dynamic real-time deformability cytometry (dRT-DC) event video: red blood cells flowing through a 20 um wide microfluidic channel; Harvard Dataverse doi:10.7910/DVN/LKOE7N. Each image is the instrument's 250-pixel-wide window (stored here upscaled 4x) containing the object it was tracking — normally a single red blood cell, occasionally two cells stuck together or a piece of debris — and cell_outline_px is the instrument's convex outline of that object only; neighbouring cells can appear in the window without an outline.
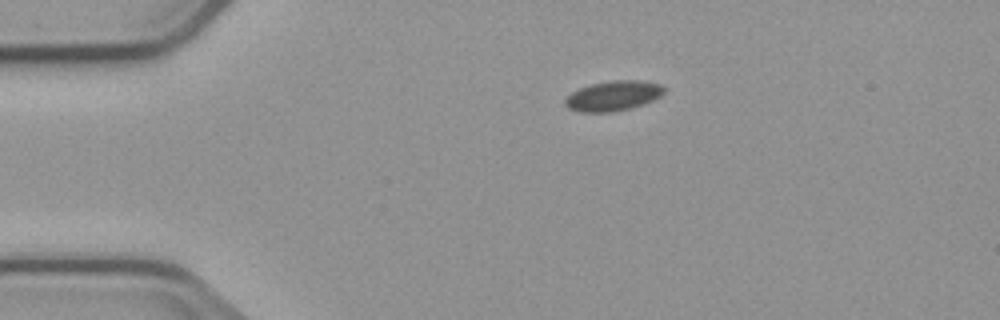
{"species": "common noctule bat (a hibernating species)", "species_latin": "Nyctalus noctula", "temperature_condition": "cold", "stored_images_in_passage": 2, "camera_frame_rate_fps": 3000, "um_per_image_px": 0.085, "animal": {"sex": "male", "body_mass_g": 23.1, "forearm_length_mm": 52.7}, "frame": {"image": 1, "passage_image": 1, "time_ms": 0.0, "image_size_px": [1000, 320], "cell_outline_px": [[664, 92], [660, 96], [644, 104], [632, 108], [612, 112], [580, 112], [568, 108], [564, 104], [564, 100], [572, 92], [588, 84], [612, 80], [644, 80], [660, 84], [664, 88]], "centroid_in_image_um": [52.11, 8.14], "position_along_channel_um": 32.9, "area_um2": 17.46}}